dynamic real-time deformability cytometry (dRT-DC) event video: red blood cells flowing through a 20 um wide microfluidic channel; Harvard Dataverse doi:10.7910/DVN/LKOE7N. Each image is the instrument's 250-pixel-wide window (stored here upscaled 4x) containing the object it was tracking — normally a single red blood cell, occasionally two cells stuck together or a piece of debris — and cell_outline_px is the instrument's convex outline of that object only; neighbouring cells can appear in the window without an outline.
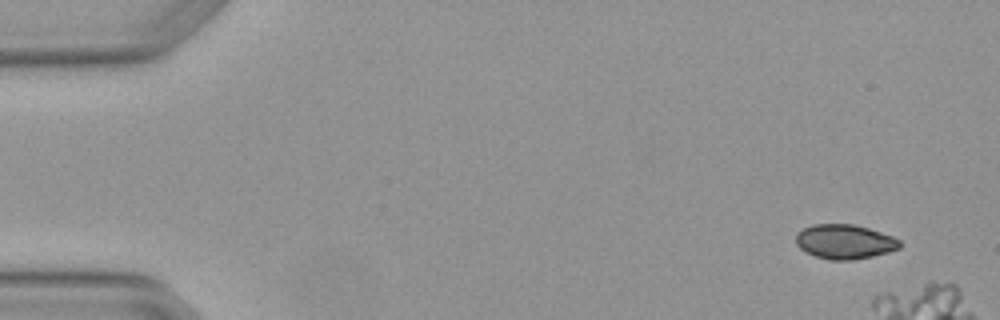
{"species": "Egyptian fruit bat (a non-hibernating species)", "species_latin": "Rousettus aegyptiacus", "temperature_condition": "warm", "stored_images_in_passage": 5, "camera_frame_rate_fps": 3000, "um_per_image_px": 0.085, "animal": {"sex": "female"}, "frame": {"image": 1, "passage_image": 1, "time_ms": 0.0, "image_size_px": [1000, 320], "cell_outline_px": [[900, 248], [888, 252], [872, 256], [852, 260], [828, 260], [816, 256], [800, 248], [796, 244], [796, 232], [812, 224], [852, 224], [868, 228], [892, 236], [900, 240]], "centroid_in_image_um": [71.78, 20.54], "position_along_channel_um": 13.2, "area_um2": 20.81}}